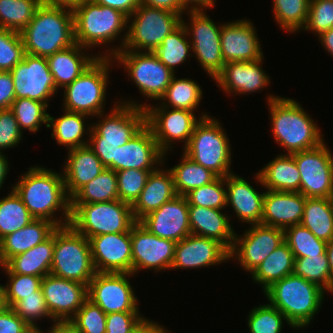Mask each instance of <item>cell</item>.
Segmentation results:
<instances>
[{"label":"cell","mask_w":333,"mask_h":333,"mask_svg":"<svg viewBox=\"0 0 333 333\" xmlns=\"http://www.w3.org/2000/svg\"><path fill=\"white\" fill-rule=\"evenodd\" d=\"M20 177L12 188L35 219L49 220L57 227L70 223V198L65 190L62 173L41 166H32ZM59 210L63 211L62 215L65 218H60L63 222L55 218Z\"/></svg>","instance_id":"1"},{"label":"cell","mask_w":333,"mask_h":333,"mask_svg":"<svg viewBox=\"0 0 333 333\" xmlns=\"http://www.w3.org/2000/svg\"><path fill=\"white\" fill-rule=\"evenodd\" d=\"M118 104V105H117ZM110 114L93 125H88V145L102 164L115 171V153L118 146L127 143L146 125L147 104L126 101L115 103ZM88 130V131H87Z\"/></svg>","instance_id":"2"},{"label":"cell","mask_w":333,"mask_h":333,"mask_svg":"<svg viewBox=\"0 0 333 333\" xmlns=\"http://www.w3.org/2000/svg\"><path fill=\"white\" fill-rule=\"evenodd\" d=\"M26 54L47 57L74 45L72 9L40 5L20 32Z\"/></svg>","instance_id":"3"},{"label":"cell","mask_w":333,"mask_h":333,"mask_svg":"<svg viewBox=\"0 0 333 333\" xmlns=\"http://www.w3.org/2000/svg\"><path fill=\"white\" fill-rule=\"evenodd\" d=\"M267 99L273 136L286 149V154L309 150L325 142L320 128L300 103L273 95Z\"/></svg>","instance_id":"4"},{"label":"cell","mask_w":333,"mask_h":333,"mask_svg":"<svg viewBox=\"0 0 333 333\" xmlns=\"http://www.w3.org/2000/svg\"><path fill=\"white\" fill-rule=\"evenodd\" d=\"M264 294L270 304L284 314L294 329L308 327L325 299L322 288L294 274L276 281Z\"/></svg>","instance_id":"5"},{"label":"cell","mask_w":333,"mask_h":333,"mask_svg":"<svg viewBox=\"0 0 333 333\" xmlns=\"http://www.w3.org/2000/svg\"><path fill=\"white\" fill-rule=\"evenodd\" d=\"M182 16L166 10L139 5L127 18V24L131 21V25H127V32L121 38L122 45L119 48L109 49V52L105 55L102 53L101 57L112 58L120 50L153 52L163 42V39L182 23Z\"/></svg>","instance_id":"6"},{"label":"cell","mask_w":333,"mask_h":333,"mask_svg":"<svg viewBox=\"0 0 333 333\" xmlns=\"http://www.w3.org/2000/svg\"><path fill=\"white\" fill-rule=\"evenodd\" d=\"M72 12L75 42L86 49L113 42L127 29L125 14L94 0H83Z\"/></svg>","instance_id":"7"},{"label":"cell","mask_w":333,"mask_h":333,"mask_svg":"<svg viewBox=\"0 0 333 333\" xmlns=\"http://www.w3.org/2000/svg\"><path fill=\"white\" fill-rule=\"evenodd\" d=\"M95 273L89 239L70 224L57 227L50 274L88 286Z\"/></svg>","instance_id":"8"},{"label":"cell","mask_w":333,"mask_h":333,"mask_svg":"<svg viewBox=\"0 0 333 333\" xmlns=\"http://www.w3.org/2000/svg\"><path fill=\"white\" fill-rule=\"evenodd\" d=\"M70 225L86 238L97 235L131 232L136 223L132 206L120 200L70 204Z\"/></svg>","instance_id":"9"},{"label":"cell","mask_w":333,"mask_h":333,"mask_svg":"<svg viewBox=\"0 0 333 333\" xmlns=\"http://www.w3.org/2000/svg\"><path fill=\"white\" fill-rule=\"evenodd\" d=\"M220 122L212 116L201 118L196 124L184 154L192 161L211 170L218 177L231 172V146Z\"/></svg>","instance_id":"10"},{"label":"cell","mask_w":333,"mask_h":333,"mask_svg":"<svg viewBox=\"0 0 333 333\" xmlns=\"http://www.w3.org/2000/svg\"><path fill=\"white\" fill-rule=\"evenodd\" d=\"M110 57H99L78 78L64 89V110L88 116H104ZM111 62V63H110ZM108 81V82H107ZM103 113V115H102Z\"/></svg>","instance_id":"11"},{"label":"cell","mask_w":333,"mask_h":333,"mask_svg":"<svg viewBox=\"0 0 333 333\" xmlns=\"http://www.w3.org/2000/svg\"><path fill=\"white\" fill-rule=\"evenodd\" d=\"M112 59L125 66L140 93L151 100L159 101L175 75L154 52L120 50Z\"/></svg>","instance_id":"12"},{"label":"cell","mask_w":333,"mask_h":333,"mask_svg":"<svg viewBox=\"0 0 333 333\" xmlns=\"http://www.w3.org/2000/svg\"><path fill=\"white\" fill-rule=\"evenodd\" d=\"M146 125L151 129L160 150L166 153L171 151L172 144L177 141L184 142V148L188 145L196 124L201 118L207 117L203 113L200 118H196L193 111L185 109H173L161 105L149 106L145 108Z\"/></svg>","instance_id":"13"},{"label":"cell","mask_w":333,"mask_h":333,"mask_svg":"<svg viewBox=\"0 0 333 333\" xmlns=\"http://www.w3.org/2000/svg\"><path fill=\"white\" fill-rule=\"evenodd\" d=\"M187 14L190 16V25L183 18L182 24L189 38L192 36L191 52L211 79H214L225 64L220 45L221 24L218 26L214 23L204 11H188Z\"/></svg>","instance_id":"14"},{"label":"cell","mask_w":333,"mask_h":333,"mask_svg":"<svg viewBox=\"0 0 333 333\" xmlns=\"http://www.w3.org/2000/svg\"><path fill=\"white\" fill-rule=\"evenodd\" d=\"M301 175L300 193L306 198H330L333 187V155L323 142L293 153Z\"/></svg>","instance_id":"15"},{"label":"cell","mask_w":333,"mask_h":333,"mask_svg":"<svg viewBox=\"0 0 333 333\" xmlns=\"http://www.w3.org/2000/svg\"><path fill=\"white\" fill-rule=\"evenodd\" d=\"M132 273L96 272L87 286V297L106 314L114 312H139L137 297L129 276Z\"/></svg>","instance_id":"16"},{"label":"cell","mask_w":333,"mask_h":333,"mask_svg":"<svg viewBox=\"0 0 333 333\" xmlns=\"http://www.w3.org/2000/svg\"><path fill=\"white\" fill-rule=\"evenodd\" d=\"M244 233L243 236L235 233L234 244L229 251V258L237 259L240 266L251 274L271 252L284 242V230L255 224L250 225V228Z\"/></svg>","instance_id":"17"},{"label":"cell","mask_w":333,"mask_h":333,"mask_svg":"<svg viewBox=\"0 0 333 333\" xmlns=\"http://www.w3.org/2000/svg\"><path fill=\"white\" fill-rule=\"evenodd\" d=\"M15 98H28L42 103L58 92L46 57L24 54L11 71Z\"/></svg>","instance_id":"18"},{"label":"cell","mask_w":333,"mask_h":333,"mask_svg":"<svg viewBox=\"0 0 333 333\" xmlns=\"http://www.w3.org/2000/svg\"><path fill=\"white\" fill-rule=\"evenodd\" d=\"M132 274L138 270L152 269L156 272L171 270L176 242L160 238L149 232L139 222L131 227Z\"/></svg>","instance_id":"19"},{"label":"cell","mask_w":333,"mask_h":333,"mask_svg":"<svg viewBox=\"0 0 333 333\" xmlns=\"http://www.w3.org/2000/svg\"><path fill=\"white\" fill-rule=\"evenodd\" d=\"M92 262L99 273H132L131 232L89 238Z\"/></svg>","instance_id":"20"},{"label":"cell","mask_w":333,"mask_h":333,"mask_svg":"<svg viewBox=\"0 0 333 333\" xmlns=\"http://www.w3.org/2000/svg\"><path fill=\"white\" fill-rule=\"evenodd\" d=\"M41 289L55 321H69L88 298L87 285L52 274L42 278Z\"/></svg>","instance_id":"21"},{"label":"cell","mask_w":333,"mask_h":333,"mask_svg":"<svg viewBox=\"0 0 333 333\" xmlns=\"http://www.w3.org/2000/svg\"><path fill=\"white\" fill-rule=\"evenodd\" d=\"M139 223L160 238L181 241L191 234L187 198L176 195L172 200L143 217Z\"/></svg>","instance_id":"22"},{"label":"cell","mask_w":333,"mask_h":333,"mask_svg":"<svg viewBox=\"0 0 333 333\" xmlns=\"http://www.w3.org/2000/svg\"><path fill=\"white\" fill-rule=\"evenodd\" d=\"M164 153L160 150L151 129L145 125L127 143L118 146L115 153V172L127 169L154 171V166L164 163Z\"/></svg>","instance_id":"23"},{"label":"cell","mask_w":333,"mask_h":333,"mask_svg":"<svg viewBox=\"0 0 333 333\" xmlns=\"http://www.w3.org/2000/svg\"><path fill=\"white\" fill-rule=\"evenodd\" d=\"M253 23L243 19L221 25L220 45L224 63L256 61L263 58Z\"/></svg>","instance_id":"24"},{"label":"cell","mask_w":333,"mask_h":333,"mask_svg":"<svg viewBox=\"0 0 333 333\" xmlns=\"http://www.w3.org/2000/svg\"><path fill=\"white\" fill-rule=\"evenodd\" d=\"M229 257V250L219 241L190 234L176 242L171 269L209 267L228 261Z\"/></svg>","instance_id":"25"},{"label":"cell","mask_w":333,"mask_h":333,"mask_svg":"<svg viewBox=\"0 0 333 333\" xmlns=\"http://www.w3.org/2000/svg\"><path fill=\"white\" fill-rule=\"evenodd\" d=\"M262 60L225 63L214 80L227 94L244 95L260 91L270 83V77L262 69Z\"/></svg>","instance_id":"26"},{"label":"cell","mask_w":333,"mask_h":333,"mask_svg":"<svg viewBox=\"0 0 333 333\" xmlns=\"http://www.w3.org/2000/svg\"><path fill=\"white\" fill-rule=\"evenodd\" d=\"M306 197L300 192L265 190L261 224L285 230L300 224Z\"/></svg>","instance_id":"27"},{"label":"cell","mask_w":333,"mask_h":333,"mask_svg":"<svg viewBox=\"0 0 333 333\" xmlns=\"http://www.w3.org/2000/svg\"><path fill=\"white\" fill-rule=\"evenodd\" d=\"M227 200L237 218L244 223L261 224L265 192L259 193L241 176L234 173L225 177Z\"/></svg>","instance_id":"28"},{"label":"cell","mask_w":333,"mask_h":333,"mask_svg":"<svg viewBox=\"0 0 333 333\" xmlns=\"http://www.w3.org/2000/svg\"><path fill=\"white\" fill-rule=\"evenodd\" d=\"M105 168L89 145L70 149L62 173L67 196L71 198Z\"/></svg>","instance_id":"29"},{"label":"cell","mask_w":333,"mask_h":333,"mask_svg":"<svg viewBox=\"0 0 333 333\" xmlns=\"http://www.w3.org/2000/svg\"><path fill=\"white\" fill-rule=\"evenodd\" d=\"M229 218V215L222 213L220 209L189 205L191 234L215 239L230 251L234 244L235 231Z\"/></svg>","instance_id":"30"},{"label":"cell","mask_w":333,"mask_h":333,"mask_svg":"<svg viewBox=\"0 0 333 333\" xmlns=\"http://www.w3.org/2000/svg\"><path fill=\"white\" fill-rule=\"evenodd\" d=\"M176 195L174 178L170 169L164 171L157 168L149 174L145 187L132 205L134 219L139 222Z\"/></svg>","instance_id":"31"},{"label":"cell","mask_w":333,"mask_h":333,"mask_svg":"<svg viewBox=\"0 0 333 333\" xmlns=\"http://www.w3.org/2000/svg\"><path fill=\"white\" fill-rule=\"evenodd\" d=\"M81 45H74L47 56L49 70L53 76L57 91L65 88L78 78L100 55H89L82 52ZM88 55V56H87Z\"/></svg>","instance_id":"32"},{"label":"cell","mask_w":333,"mask_h":333,"mask_svg":"<svg viewBox=\"0 0 333 333\" xmlns=\"http://www.w3.org/2000/svg\"><path fill=\"white\" fill-rule=\"evenodd\" d=\"M57 226L46 219H34L27 226L0 241V266L46 240Z\"/></svg>","instance_id":"33"},{"label":"cell","mask_w":333,"mask_h":333,"mask_svg":"<svg viewBox=\"0 0 333 333\" xmlns=\"http://www.w3.org/2000/svg\"><path fill=\"white\" fill-rule=\"evenodd\" d=\"M271 191L299 192L301 175L292 154L278 155L255 175Z\"/></svg>","instance_id":"34"},{"label":"cell","mask_w":333,"mask_h":333,"mask_svg":"<svg viewBox=\"0 0 333 333\" xmlns=\"http://www.w3.org/2000/svg\"><path fill=\"white\" fill-rule=\"evenodd\" d=\"M54 253V231L43 242L10 258L0 266L6 273L44 277L50 274Z\"/></svg>","instance_id":"35"},{"label":"cell","mask_w":333,"mask_h":333,"mask_svg":"<svg viewBox=\"0 0 333 333\" xmlns=\"http://www.w3.org/2000/svg\"><path fill=\"white\" fill-rule=\"evenodd\" d=\"M295 257L284 241L252 272L255 283L263 285V292L276 281L293 274Z\"/></svg>","instance_id":"36"},{"label":"cell","mask_w":333,"mask_h":333,"mask_svg":"<svg viewBox=\"0 0 333 333\" xmlns=\"http://www.w3.org/2000/svg\"><path fill=\"white\" fill-rule=\"evenodd\" d=\"M64 115L54 118L49 114L48 127L53 129L52 138L57 144L66 146L69 150L88 145L83 139L85 134V119L88 115L63 110Z\"/></svg>","instance_id":"37"},{"label":"cell","mask_w":333,"mask_h":333,"mask_svg":"<svg viewBox=\"0 0 333 333\" xmlns=\"http://www.w3.org/2000/svg\"><path fill=\"white\" fill-rule=\"evenodd\" d=\"M300 224L316 238L330 242L333 239V207L330 198H306Z\"/></svg>","instance_id":"38"},{"label":"cell","mask_w":333,"mask_h":333,"mask_svg":"<svg viewBox=\"0 0 333 333\" xmlns=\"http://www.w3.org/2000/svg\"><path fill=\"white\" fill-rule=\"evenodd\" d=\"M114 200H119L116 172L105 168L104 171L81 187L70 198V204H88Z\"/></svg>","instance_id":"39"},{"label":"cell","mask_w":333,"mask_h":333,"mask_svg":"<svg viewBox=\"0 0 333 333\" xmlns=\"http://www.w3.org/2000/svg\"><path fill=\"white\" fill-rule=\"evenodd\" d=\"M179 164L169 168L173 174L174 187L177 195L185 196L191 190L207 185L218 176L211 170L192 161L184 153Z\"/></svg>","instance_id":"40"},{"label":"cell","mask_w":333,"mask_h":333,"mask_svg":"<svg viewBox=\"0 0 333 333\" xmlns=\"http://www.w3.org/2000/svg\"><path fill=\"white\" fill-rule=\"evenodd\" d=\"M202 91L200 85L195 81L189 78L177 79L176 75H174L165 94L159 100H163L161 103L163 107L195 112V109L199 107L198 105L203 98Z\"/></svg>","instance_id":"41"},{"label":"cell","mask_w":333,"mask_h":333,"mask_svg":"<svg viewBox=\"0 0 333 333\" xmlns=\"http://www.w3.org/2000/svg\"><path fill=\"white\" fill-rule=\"evenodd\" d=\"M187 31L181 23L174 31L169 33L163 42L153 51L158 59L173 73L176 65L183 64L192 50L190 38L187 37ZM187 38V39H186ZM189 39V41H187Z\"/></svg>","instance_id":"42"},{"label":"cell","mask_w":333,"mask_h":333,"mask_svg":"<svg viewBox=\"0 0 333 333\" xmlns=\"http://www.w3.org/2000/svg\"><path fill=\"white\" fill-rule=\"evenodd\" d=\"M35 218L12 188L9 195L0 199V241L7 235L27 226Z\"/></svg>","instance_id":"43"},{"label":"cell","mask_w":333,"mask_h":333,"mask_svg":"<svg viewBox=\"0 0 333 333\" xmlns=\"http://www.w3.org/2000/svg\"><path fill=\"white\" fill-rule=\"evenodd\" d=\"M284 241L288 244L295 258L326 255L327 242L316 236L302 224L287 227Z\"/></svg>","instance_id":"44"},{"label":"cell","mask_w":333,"mask_h":333,"mask_svg":"<svg viewBox=\"0 0 333 333\" xmlns=\"http://www.w3.org/2000/svg\"><path fill=\"white\" fill-rule=\"evenodd\" d=\"M39 6L38 0H0V28L21 32Z\"/></svg>","instance_id":"45"},{"label":"cell","mask_w":333,"mask_h":333,"mask_svg":"<svg viewBox=\"0 0 333 333\" xmlns=\"http://www.w3.org/2000/svg\"><path fill=\"white\" fill-rule=\"evenodd\" d=\"M293 274L316 284L325 292H333V277L327 255L295 258Z\"/></svg>","instance_id":"46"},{"label":"cell","mask_w":333,"mask_h":333,"mask_svg":"<svg viewBox=\"0 0 333 333\" xmlns=\"http://www.w3.org/2000/svg\"><path fill=\"white\" fill-rule=\"evenodd\" d=\"M310 0H273L274 19L284 31L303 30L309 12Z\"/></svg>","instance_id":"47"},{"label":"cell","mask_w":333,"mask_h":333,"mask_svg":"<svg viewBox=\"0 0 333 333\" xmlns=\"http://www.w3.org/2000/svg\"><path fill=\"white\" fill-rule=\"evenodd\" d=\"M48 103H42L28 98H19L13 101L11 110L18 122L19 129L37 132L41 123L48 127L49 113L46 112Z\"/></svg>","instance_id":"48"},{"label":"cell","mask_w":333,"mask_h":333,"mask_svg":"<svg viewBox=\"0 0 333 333\" xmlns=\"http://www.w3.org/2000/svg\"><path fill=\"white\" fill-rule=\"evenodd\" d=\"M247 320L250 333H281L283 320L294 328L284 314L270 303L253 308Z\"/></svg>","instance_id":"49"},{"label":"cell","mask_w":333,"mask_h":333,"mask_svg":"<svg viewBox=\"0 0 333 333\" xmlns=\"http://www.w3.org/2000/svg\"><path fill=\"white\" fill-rule=\"evenodd\" d=\"M225 177H217L207 185L195 188L185 195L188 205L223 210L227 207Z\"/></svg>","instance_id":"50"},{"label":"cell","mask_w":333,"mask_h":333,"mask_svg":"<svg viewBox=\"0 0 333 333\" xmlns=\"http://www.w3.org/2000/svg\"><path fill=\"white\" fill-rule=\"evenodd\" d=\"M151 172L137 169L117 171L119 200L132 206L140 196Z\"/></svg>","instance_id":"51"},{"label":"cell","mask_w":333,"mask_h":333,"mask_svg":"<svg viewBox=\"0 0 333 333\" xmlns=\"http://www.w3.org/2000/svg\"><path fill=\"white\" fill-rule=\"evenodd\" d=\"M107 314L88 298L69 320L81 333H106Z\"/></svg>","instance_id":"52"},{"label":"cell","mask_w":333,"mask_h":333,"mask_svg":"<svg viewBox=\"0 0 333 333\" xmlns=\"http://www.w3.org/2000/svg\"><path fill=\"white\" fill-rule=\"evenodd\" d=\"M24 54L20 32L0 28V71H11L23 60Z\"/></svg>","instance_id":"53"},{"label":"cell","mask_w":333,"mask_h":333,"mask_svg":"<svg viewBox=\"0 0 333 333\" xmlns=\"http://www.w3.org/2000/svg\"><path fill=\"white\" fill-rule=\"evenodd\" d=\"M12 309L30 327L39 332H41V329L39 326L37 327L36 320L49 317L55 322L49 313L41 287L35 291V295L25 296V298L19 300Z\"/></svg>","instance_id":"54"},{"label":"cell","mask_w":333,"mask_h":333,"mask_svg":"<svg viewBox=\"0 0 333 333\" xmlns=\"http://www.w3.org/2000/svg\"><path fill=\"white\" fill-rule=\"evenodd\" d=\"M6 274H8L9 283L4 286V291L7 306L10 308L25 296L35 295V291L41 287L43 277L16 273Z\"/></svg>","instance_id":"55"},{"label":"cell","mask_w":333,"mask_h":333,"mask_svg":"<svg viewBox=\"0 0 333 333\" xmlns=\"http://www.w3.org/2000/svg\"><path fill=\"white\" fill-rule=\"evenodd\" d=\"M333 28V0H310L307 22L304 30L318 36Z\"/></svg>","instance_id":"56"},{"label":"cell","mask_w":333,"mask_h":333,"mask_svg":"<svg viewBox=\"0 0 333 333\" xmlns=\"http://www.w3.org/2000/svg\"><path fill=\"white\" fill-rule=\"evenodd\" d=\"M23 133L11 109L0 110V150L18 146ZM0 151V152H1Z\"/></svg>","instance_id":"57"},{"label":"cell","mask_w":333,"mask_h":333,"mask_svg":"<svg viewBox=\"0 0 333 333\" xmlns=\"http://www.w3.org/2000/svg\"><path fill=\"white\" fill-rule=\"evenodd\" d=\"M140 312H114L106 316V333H130L145 317Z\"/></svg>","instance_id":"58"},{"label":"cell","mask_w":333,"mask_h":333,"mask_svg":"<svg viewBox=\"0 0 333 333\" xmlns=\"http://www.w3.org/2000/svg\"><path fill=\"white\" fill-rule=\"evenodd\" d=\"M0 333H40L8 307L0 313Z\"/></svg>","instance_id":"59"},{"label":"cell","mask_w":333,"mask_h":333,"mask_svg":"<svg viewBox=\"0 0 333 333\" xmlns=\"http://www.w3.org/2000/svg\"><path fill=\"white\" fill-rule=\"evenodd\" d=\"M15 99L11 72L0 71V110L10 109Z\"/></svg>","instance_id":"60"},{"label":"cell","mask_w":333,"mask_h":333,"mask_svg":"<svg viewBox=\"0 0 333 333\" xmlns=\"http://www.w3.org/2000/svg\"><path fill=\"white\" fill-rule=\"evenodd\" d=\"M97 4L121 11L127 17L139 7L140 0H94Z\"/></svg>","instance_id":"61"},{"label":"cell","mask_w":333,"mask_h":333,"mask_svg":"<svg viewBox=\"0 0 333 333\" xmlns=\"http://www.w3.org/2000/svg\"><path fill=\"white\" fill-rule=\"evenodd\" d=\"M140 5L166 10L179 15L185 12L181 0H140Z\"/></svg>","instance_id":"62"},{"label":"cell","mask_w":333,"mask_h":333,"mask_svg":"<svg viewBox=\"0 0 333 333\" xmlns=\"http://www.w3.org/2000/svg\"><path fill=\"white\" fill-rule=\"evenodd\" d=\"M163 326H160L157 322L147 320L146 318L139 323L130 333H169ZM171 333V332H170Z\"/></svg>","instance_id":"63"},{"label":"cell","mask_w":333,"mask_h":333,"mask_svg":"<svg viewBox=\"0 0 333 333\" xmlns=\"http://www.w3.org/2000/svg\"><path fill=\"white\" fill-rule=\"evenodd\" d=\"M181 3L185 11L187 9L188 11H203L204 9H211L215 0H181Z\"/></svg>","instance_id":"64"},{"label":"cell","mask_w":333,"mask_h":333,"mask_svg":"<svg viewBox=\"0 0 333 333\" xmlns=\"http://www.w3.org/2000/svg\"><path fill=\"white\" fill-rule=\"evenodd\" d=\"M40 333H45L41 331ZM46 333H81L70 321H55Z\"/></svg>","instance_id":"65"},{"label":"cell","mask_w":333,"mask_h":333,"mask_svg":"<svg viewBox=\"0 0 333 333\" xmlns=\"http://www.w3.org/2000/svg\"><path fill=\"white\" fill-rule=\"evenodd\" d=\"M40 5L66 7L73 9L79 5L83 0H38Z\"/></svg>","instance_id":"66"},{"label":"cell","mask_w":333,"mask_h":333,"mask_svg":"<svg viewBox=\"0 0 333 333\" xmlns=\"http://www.w3.org/2000/svg\"><path fill=\"white\" fill-rule=\"evenodd\" d=\"M319 40H321V44L328 53L333 56V28L330 30L323 32L318 36Z\"/></svg>","instance_id":"67"},{"label":"cell","mask_w":333,"mask_h":333,"mask_svg":"<svg viewBox=\"0 0 333 333\" xmlns=\"http://www.w3.org/2000/svg\"><path fill=\"white\" fill-rule=\"evenodd\" d=\"M7 157H5V154H2L0 152V189L3 187V184L5 183V178L9 172V163L7 161Z\"/></svg>","instance_id":"68"},{"label":"cell","mask_w":333,"mask_h":333,"mask_svg":"<svg viewBox=\"0 0 333 333\" xmlns=\"http://www.w3.org/2000/svg\"><path fill=\"white\" fill-rule=\"evenodd\" d=\"M326 255L329 262V268L333 277V239L330 242H327Z\"/></svg>","instance_id":"69"},{"label":"cell","mask_w":333,"mask_h":333,"mask_svg":"<svg viewBox=\"0 0 333 333\" xmlns=\"http://www.w3.org/2000/svg\"><path fill=\"white\" fill-rule=\"evenodd\" d=\"M6 308H8V306L5 299L4 286L0 285V313H2Z\"/></svg>","instance_id":"70"},{"label":"cell","mask_w":333,"mask_h":333,"mask_svg":"<svg viewBox=\"0 0 333 333\" xmlns=\"http://www.w3.org/2000/svg\"><path fill=\"white\" fill-rule=\"evenodd\" d=\"M330 201H331V204H332V207H333V187H332V192H331V195H330Z\"/></svg>","instance_id":"71"}]
</instances>
